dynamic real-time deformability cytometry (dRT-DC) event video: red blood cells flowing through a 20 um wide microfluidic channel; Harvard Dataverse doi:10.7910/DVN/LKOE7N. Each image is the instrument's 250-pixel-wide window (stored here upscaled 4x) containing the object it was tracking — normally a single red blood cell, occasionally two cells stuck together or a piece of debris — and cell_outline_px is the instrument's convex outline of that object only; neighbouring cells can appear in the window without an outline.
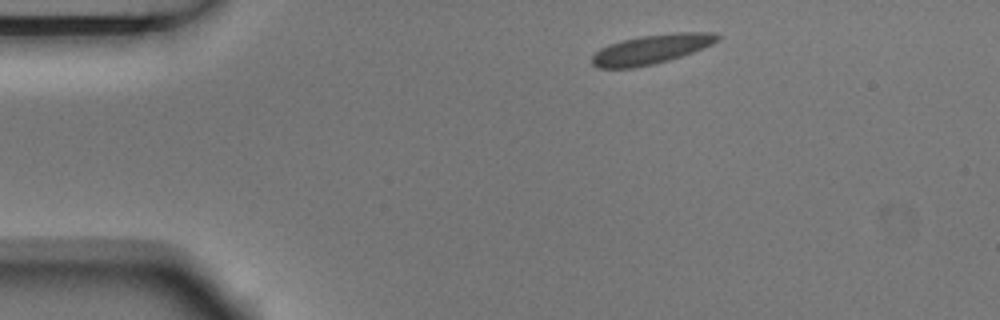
{"species": "Egyptian fruit bat (a non-hibernating species)", "species_latin": "Rousettus aegyptiacus", "temperature_condition": "room temperature", "stored_images_in_passage": 6, "camera_frame_rate_fps": 3000, "um_per_image_px": 0.085, "animal": {"sex": "male"}, "frame": {"image": 1, "passage_image": 6, "time_ms": 1.667, "image_size_px": [1000, 320], "cell_outline_px": [[720, 40], [712, 44], [692, 52], [668, 60], [636, 68], [596, 68], [592, 64], [592, 56], [600, 48], [608, 44], [640, 36], [676, 32], [716, 32], [720, 36]], "centroid_in_image_um": [55.36, 4.18], "position_along_channel_um": 29.6, "area_um2": 21.44}}